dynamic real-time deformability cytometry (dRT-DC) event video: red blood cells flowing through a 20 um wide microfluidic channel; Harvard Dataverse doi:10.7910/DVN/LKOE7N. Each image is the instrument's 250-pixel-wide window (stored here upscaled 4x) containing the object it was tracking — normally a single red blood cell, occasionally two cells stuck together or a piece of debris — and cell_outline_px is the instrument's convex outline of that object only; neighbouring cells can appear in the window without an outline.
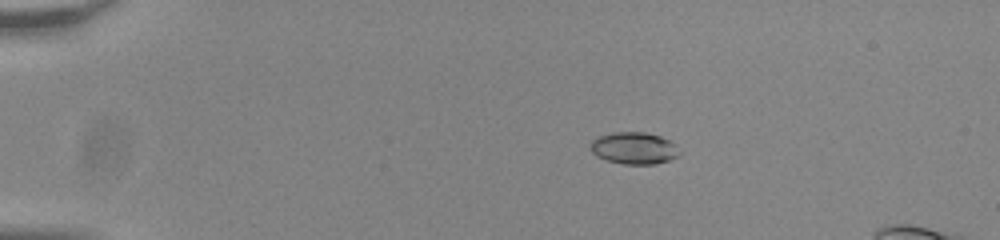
{"species": "common noctule bat (a hibernating species)", "species_latin": "Nyctalus noctula", "temperature_condition": "room temperature", "stored_images_in_passage": 44, "camera_frame_rate_fps": 3000, "um_per_image_px": 0.085, "animal": {"sex": "male", "body_mass_g": 20.0, "forearm_length_mm": 53.3}, "frame": {"image": 1, "passage_image": 1, "time_ms": 0.0, "image_size_px": [1000, 240], "cell_outline_px": [[680, 152], [676, 156], [668, 160], [656, 164], [624, 164], [608, 160], [596, 156], [592, 152], [588, 144], [592, 140], [600, 136], [612, 132], [644, 132], [660, 136], [668, 140]], "centroid_in_image_um": [53.83, 12.59], "position_along_channel_um": 31.2, "area_um2": 16.36}}
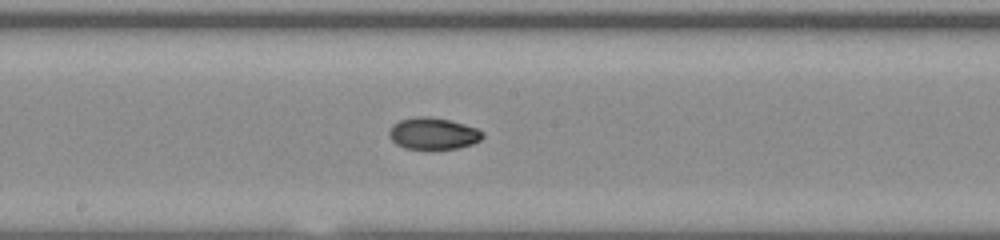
{"frame": {"image": 2, "passage_image": 21, "time_ms": 6.667, "image_size_px": [1000, 240], "cell_outline_px": [[484, 136], [480, 140], [472, 144], [456, 148], [404, 148], [396, 144], [388, 136], [388, 132], [392, 124], [400, 120], [416, 116], [428, 116], [448, 120], [464, 124], [476, 128], [484, 132]], "centroid_in_image_um": [36.79, 11.33], "position_along_channel_um": 211.4, "area_um2": 17.17}}
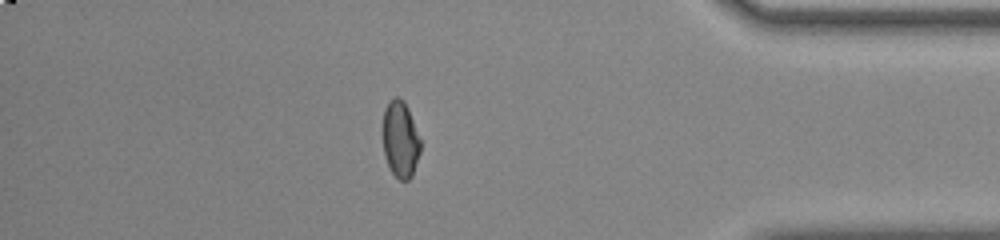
{"frame": {"image": 3, "passage_image": 38, "time_ms": 12.333, "image_size_px": [1000, 240], "cell_outline_px": [[420, 152], [412, 176], [408, 180], [400, 180], [392, 172], [384, 156], [384, 108], [388, 100], [396, 96], [404, 100], [408, 108], [420, 140]], "centroid_in_image_um": [34.03, 11.83], "position_along_channel_um": 401.2, "area_um2": 16.59}}